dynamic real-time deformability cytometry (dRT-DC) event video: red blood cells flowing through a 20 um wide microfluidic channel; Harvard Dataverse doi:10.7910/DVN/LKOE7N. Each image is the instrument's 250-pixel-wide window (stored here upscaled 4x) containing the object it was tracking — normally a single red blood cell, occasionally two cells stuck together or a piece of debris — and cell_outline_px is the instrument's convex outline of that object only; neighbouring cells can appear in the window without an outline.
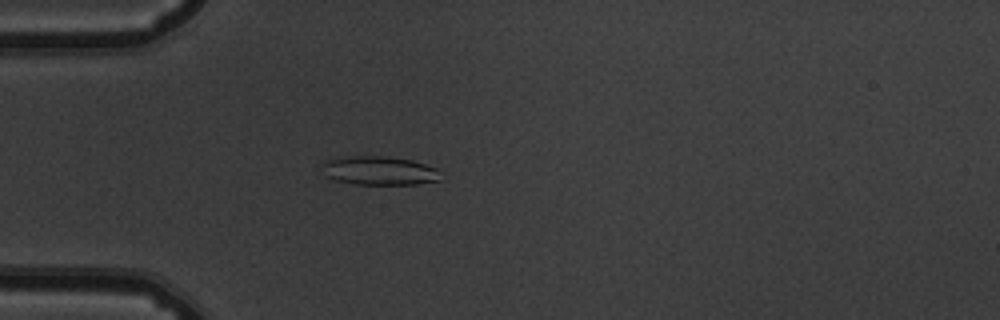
{"species": "common noctule bat (a hibernating species)", "species_latin": "Nyctalus noctula", "temperature_condition": "warm", "stored_images_in_passage": 40, "camera_frame_rate_fps": 3000, "um_per_image_px": 0.085, "animal": {"sex": "male", "body_mass_g": 19.5, "forearm_length_mm": 54.6}, "frame": {"image": 1, "passage_image": 2, "time_ms": 0.333, "image_size_px": [1000, 320], "cell_outline_px": [[444, 172], [440, 180], [416, 184], [356, 184], [336, 180], [324, 176], [320, 164], [324, 160], [348, 156], [388, 156], [412, 160], [440, 168]], "centroid_in_image_um": [32.27, 14.49], "position_along_channel_um": 52.7, "area_um2": 20.4}}
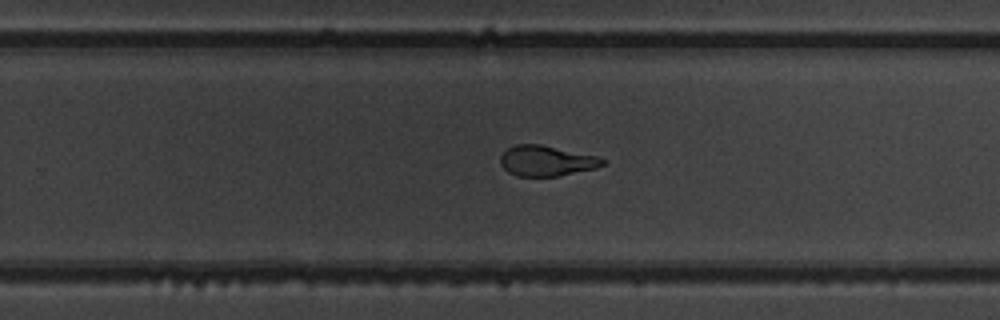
{"frame": {"image": 2, "passage_image": 21, "time_ms": 6.667, "image_size_px": [1000, 320], "cell_outline_px": [[608, 160], [604, 164], [596, 168], [560, 176], [516, 176], [508, 172], [500, 164], [500, 156], [508, 148], [516, 144], [540, 144], [596, 156]], "centroid_in_image_um": [46.45, 13.68], "position_along_channel_um": 283.4, "area_um2": 18.15}}
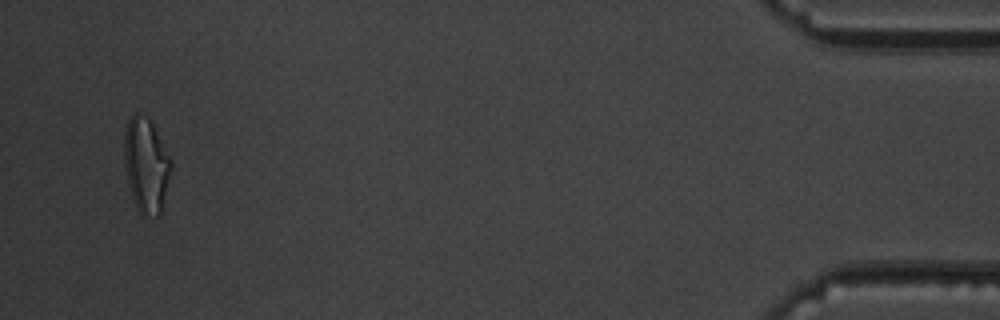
{"frame": {"image": 3, "passage_image": 38, "time_ms": 12.333, "image_size_px": [1000, 320], "cell_outline_px": [[172, 168], [160, 216], [140, 216], [136, 208], [128, 184], [124, 156], [124, 132], [128, 120], [136, 112], [148, 116], [172, 160]], "centroid_in_image_um": [12.43, 14.05], "position_along_channel_um": 422.8, "area_um2": 26.07}, "authors_computed_cell_mechanics": {"area_um2": 19.1318, "velocity_mm_per_s": 3.8154, "shape_relaxation_time_tau1_ms": 4.9274, "shape_relaxation_time_tau2_ms": 1.8327, "deformation_change_tau1": 0.1843, "deformation_change_tau2": 0.0796}}